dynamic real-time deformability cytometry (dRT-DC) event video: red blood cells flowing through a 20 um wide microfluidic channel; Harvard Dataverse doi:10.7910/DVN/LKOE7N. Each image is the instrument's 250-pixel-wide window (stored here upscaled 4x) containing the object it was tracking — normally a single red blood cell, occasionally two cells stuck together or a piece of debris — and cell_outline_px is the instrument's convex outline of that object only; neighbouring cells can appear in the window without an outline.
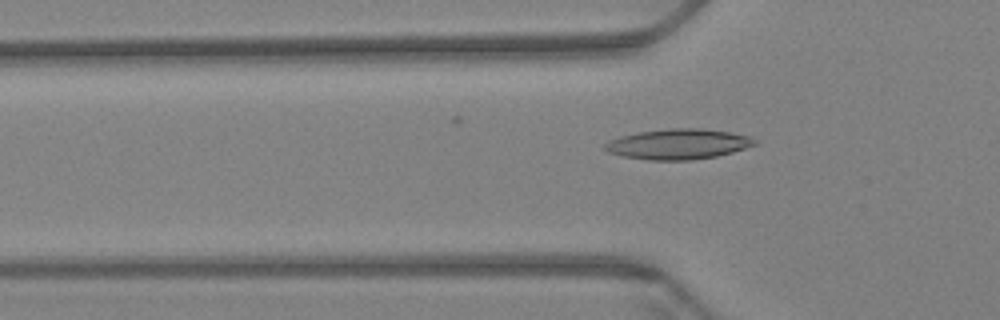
{"species": "Egyptian fruit bat (a non-hibernating species)", "species_latin": "Rousettus aegyptiacus", "temperature_condition": "warm", "stored_images_in_passage": 61, "camera_frame_rate_fps": 3000, "um_per_image_px": 0.085, "animal": {"sex": "female"}, "frame": {"image": 1, "passage_image": 20, "time_ms": 6.333, "image_size_px": [1000, 320], "cell_outline_px": [[756, 144], [732, 152], [716, 156], [688, 160], [648, 160], [624, 156], [608, 152], [604, 148], [604, 144], [608, 140], [620, 136], [640, 132], [672, 128], [700, 128], [728, 132], [752, 136], [756, 140]], "centroid_in_image_um": [57.64, 12.24], "position_along_channel_um": 68.2, "area_um2": 26.3}}
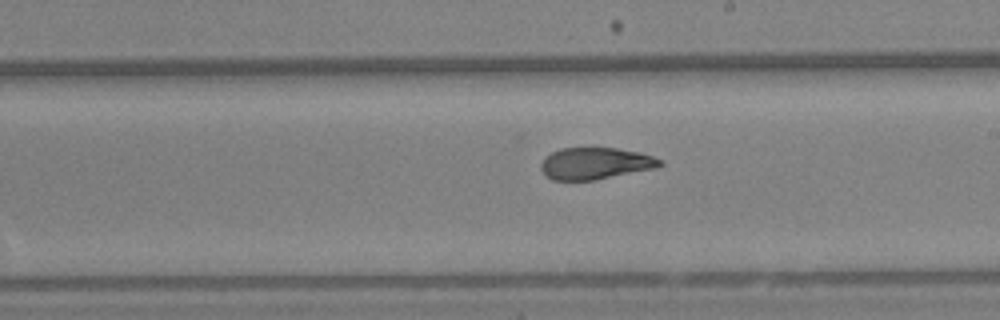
{"frame": {"image": 2, "passage_image": 35, "time_ms": 11.333, "image_size_px": [1000, 320], "cell_outline_px": [[664, 164], [656, 168], [592, 180], [552, 180], [544, 176], [540, 168], [540, 164], [544, 156], [560, 148], [616, 148], [640, 152], [664, 160]], "centroid_in_image_um": [50.58, 13.89], "position_along_channel_um": 238.4, "area_um2": 22.2}}
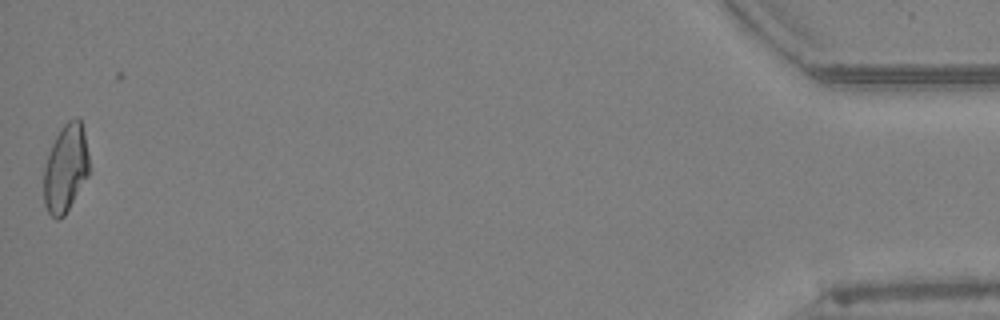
{"frame": {"image": 3, "passage_image": 60, "time_ms": 19.667, "image_size_px": [1000, 320], "cell_outline_px": [[88, 176], [64, 216], [56, 220], [48, 212], [44, 204], [44, 168], [48, 152], [60, 128], [68, 120], [80, 116], [84, 132], [88, 152]], "centroid_in_image_um": [5.57, 14.29], "position_along_channel_um": 429.6, "area_um2": 23.24}, "authors_computed_cell_mechanics": {"area_um2": 23.6402, "velocity_mm_per_s": 3.4221, "shape_relaxation_time_tau1_ms": null, "shape_relaxation_time_tau2_ms": 1.9015, "deformation_change_tau1": null, "deformation_change_tau2": 0.078}}